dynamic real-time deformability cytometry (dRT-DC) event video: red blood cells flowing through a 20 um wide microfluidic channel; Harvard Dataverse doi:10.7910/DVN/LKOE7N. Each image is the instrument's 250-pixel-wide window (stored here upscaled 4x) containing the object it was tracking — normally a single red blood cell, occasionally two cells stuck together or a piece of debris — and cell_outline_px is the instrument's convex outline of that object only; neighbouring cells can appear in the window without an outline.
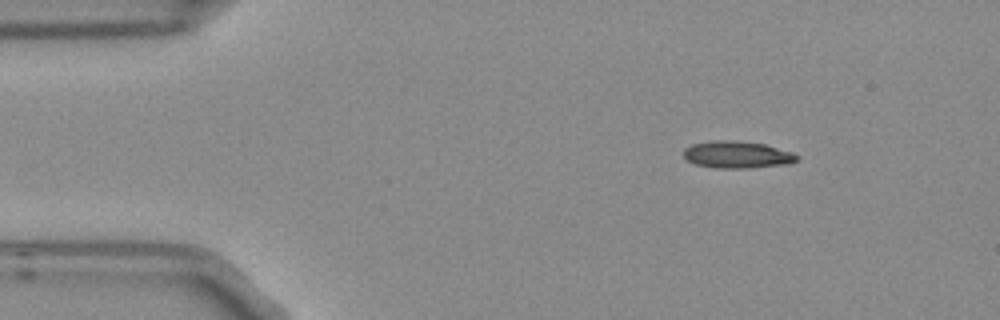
{"species": "Egyptian fruit bat (a non-hibernating species)", "species_latin": "Rousettus aegyptiacus", "temperature_condition": "room temperature", "stored_images_in_passage": 3, "camera_frame_rate_fps": 3000, "um_per_image_px": 0.085, "frame": {"image": 1, "passage_image": 1, "time_ms": 0.0, "image_size_px": [1000, 320], "cell_outline_px": [[800, 156], [796, 160], [788, 164], [748, 168], [716, 168], [696, 164], [688, 160], [684, 156], [684, 148], [692, 144], [712, 140], [732, 140], [764, 144], [792, 152]], "centroid_in_image_um": [62.65, 13.14], "position_along_channel_um": 22.3, "area_um2": 17.8}}